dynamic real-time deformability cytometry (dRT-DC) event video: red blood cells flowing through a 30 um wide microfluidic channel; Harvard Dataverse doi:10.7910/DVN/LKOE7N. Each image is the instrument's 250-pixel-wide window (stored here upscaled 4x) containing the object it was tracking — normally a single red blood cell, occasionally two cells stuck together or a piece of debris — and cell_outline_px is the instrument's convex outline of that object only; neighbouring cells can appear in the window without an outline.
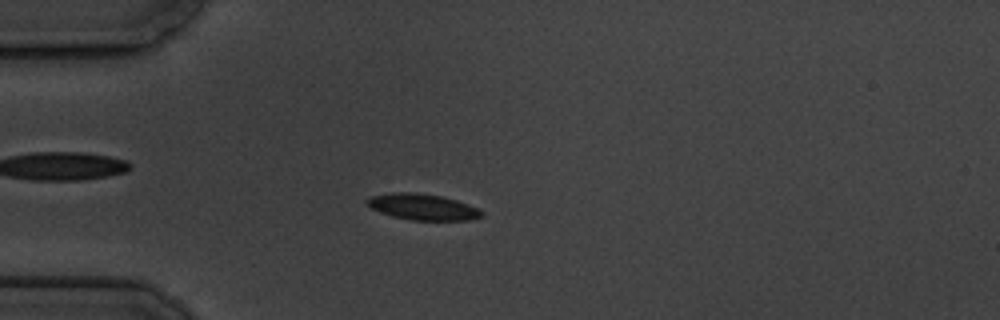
{"species": "common noctule bat (a hibernating species)", "species_latin": "Nyctalus noctula", "temperature_condition": "cold", "stored_images_in_passage": 6, "camera_frame_rate_fps": 3000, "um_per_image_px": 0.085, "animal": {"sex": "male", "body_mass_g": 19.5, "forearm_length_mm": 54.6}, "frame": {"image": 1, "passage_image": 4, "time_ms": 3.333, "image_size_px": [1000, 320], "cell_outline_px": [[484, 216], [468, 220], [412, 220], [392, 216], [380, 212], [372, 208], [364, 200], [372, 196], [392, 192], [416, 192], [440, 196], [456, 200], [480, 208], [484, 212]], "centroid_in_image_um": [35.96, 17.58], "position_along_channel_um": 49.0, "area_um2": 17.46}}